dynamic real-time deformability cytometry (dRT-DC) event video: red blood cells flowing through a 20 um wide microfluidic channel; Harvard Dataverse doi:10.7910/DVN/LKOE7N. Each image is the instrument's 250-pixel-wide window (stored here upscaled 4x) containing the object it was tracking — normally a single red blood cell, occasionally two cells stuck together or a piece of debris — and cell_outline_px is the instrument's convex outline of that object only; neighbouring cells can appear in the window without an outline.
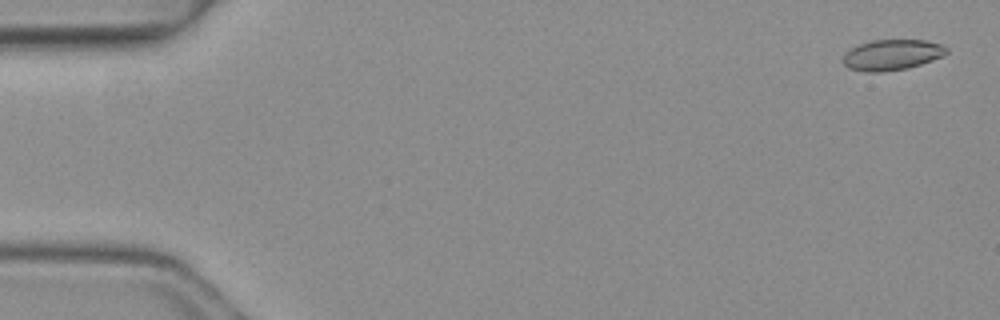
{"species": "common noctule bat (a hibernating species)", "species_latin": "Nyctalus noctula", "temperature_condition": "warm", "stored_images_in_passage": 5, "segment_of_instrument_passage": [1, 2], "camera_frame_rate_fps": 3000, "um_per_image_px": 0.085, "animal": {"sex": "female", "body_mass_g": 19.3, "forearm_length_mm": 54.1}, "frame": {"image": 1, "passage_image": 1, "time_ms": 0.0, "image_size_px": [1000, 320], "cell_outline_px": [[948, 52], [944, 56], [908, 68], [880, 72], [868, 72], [848, 68], [844, 64], [844, 56], [852, 48], [860, 44], [872, 40], [928, 40], [940, 44], [948, 48]], "centroid_in_image_um": [75.86, 4.66], "position_along_channel_um": 9.1, "area_um2": 18.32}}